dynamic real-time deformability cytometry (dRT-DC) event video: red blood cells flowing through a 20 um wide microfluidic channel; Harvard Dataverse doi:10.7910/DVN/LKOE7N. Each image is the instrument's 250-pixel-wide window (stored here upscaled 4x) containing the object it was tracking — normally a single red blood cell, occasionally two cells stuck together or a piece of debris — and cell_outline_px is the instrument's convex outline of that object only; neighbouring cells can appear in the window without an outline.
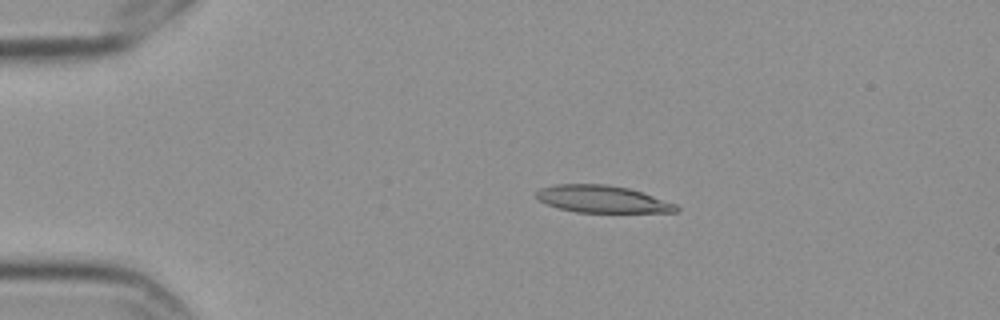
{"species": "Egyptian fruit bat (a non-hibernating species)", "species_latin": "Rousettus aegyptiacus", "temperature_condition": "cold", "stored_images_in_passage": 9, "camera_frame_rate_fps": 3000, "um_per_image_px": 0.085, "frame": {"image": 1, "passage_image": 2, "time_ms": 0.333, "image_size_px": [1000, 320], "cell_outline_px": [[680, 208], [676, 212], [576, 212], [560, 208], [548, 204], [540, 200], [536, 196], [536, 192], [540, 188], [552, 184], [608, 184], [628, 188], [676, 204]], "centroid_in_image_um": [51.17, 16.92], "position_along_channel_um": 33.8, "area_um2": 21.91}}
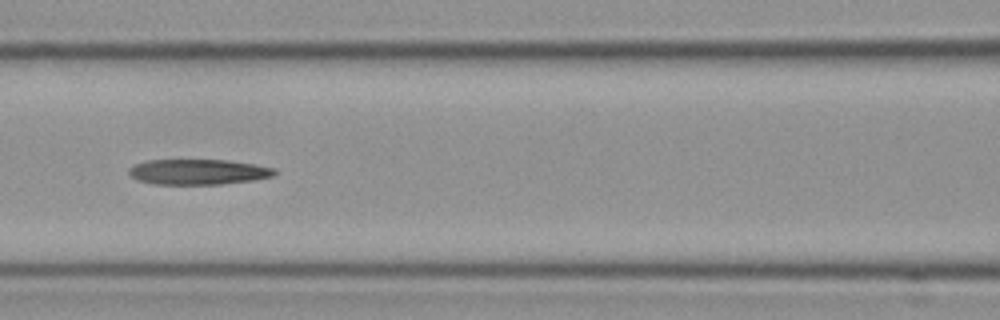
{"frame": {"image": 2, "passage_image": 6, "time_ms": 1.667, "image_size_px": [1000, 320], "cell_outline_px": [[280, 172], [272, 176], [252, 180], [220, 184], [152, 184], [136, 180], [128, 172], [128, 168], [132, 164], [148, 160], [228, 160], [256, 164], [276, 168]], "centroid_in_image_um": [16.84, 14.6], "position_along_channel_um": 149.8, "area_um2": 21.79}}
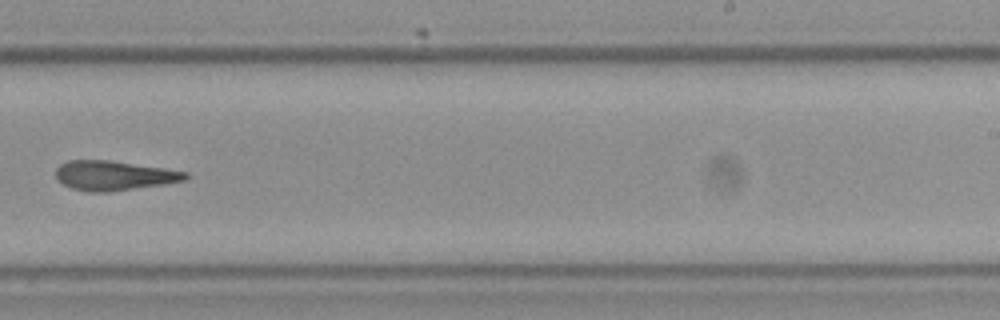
{"frame": {"image": 3, "passage_image": 9, "time_ms": 2.667, "image_size_px": [1000, 320], "cell_outline_px": [[188, 176], [184, 180], [164, 184], [108, 192], [88, 192], [72, 188], [56, 180], [56, 168], [60, 164], [68, 160], [108, 160], [164, 168], [188, 172]], "centroid_in_image_um": [9.65, 14.92], "position_along_channel_um": 279.4, "area_um2": 22.25}}